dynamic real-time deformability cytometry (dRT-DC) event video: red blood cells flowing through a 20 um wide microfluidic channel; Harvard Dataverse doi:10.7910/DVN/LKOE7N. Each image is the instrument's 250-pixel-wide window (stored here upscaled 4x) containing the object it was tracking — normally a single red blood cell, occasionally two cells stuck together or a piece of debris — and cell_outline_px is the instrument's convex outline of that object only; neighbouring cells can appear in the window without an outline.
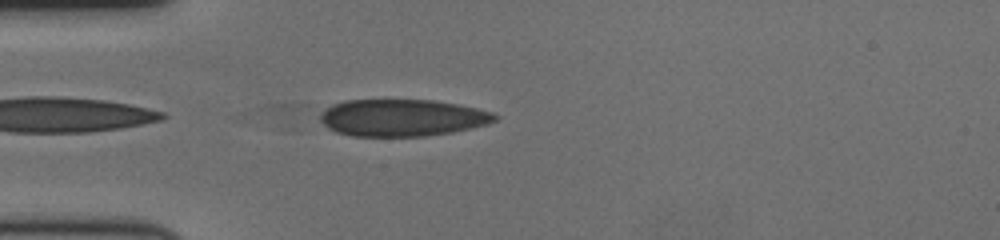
{"species": "human", "species_latin": "Homo sapiens", "temperature_condition": "cold", "stored_images_in_passage": 29, "segment_of_instrument_passage": [1, 2], "camera_frame_rate_fps": 3000, "um_per_image_px": 0.085, "donor": {"sex": "female"}, "frame": {"image": 1, "passage_image": 2, "time_ms": 0.333, "image_size_px": [1000, 240], "cell_outline_px": [[500, 116], [496, 120], [488, 124], [452, 132], [424, 136], [352, 136], [284, 132], [256, 128], [232, 116], [248, 108], [264, 104], [344, 100], [432, 100], [460, 104], [496, 112]], "centroid_in_image_um": [31.21, 9.99], "position_along_channel_um": 53.8, "area_um2": 55.14}}